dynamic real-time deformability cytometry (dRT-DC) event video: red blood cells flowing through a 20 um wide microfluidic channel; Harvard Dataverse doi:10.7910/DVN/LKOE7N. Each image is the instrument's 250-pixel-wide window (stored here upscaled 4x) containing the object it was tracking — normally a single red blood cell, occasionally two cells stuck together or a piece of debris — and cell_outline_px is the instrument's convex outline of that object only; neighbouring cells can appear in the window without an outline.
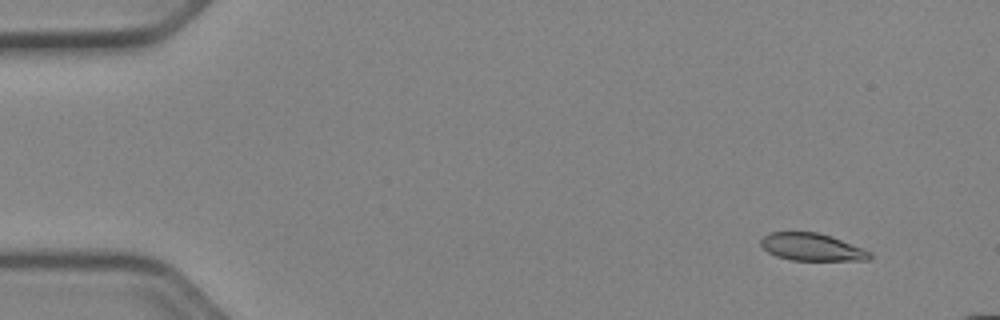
{"species": "Egyptian fruit bat (a non-hibernating species)", "species_latin": "Rousettus aegyptiacus", "temperature_condition": "cold", "stored_images_in_passage": 15, "camera_frame_rate_fps": 3000, "um_per_image_px": 0.085, "animal": {"sex": "female"}, "frame": {"image": 1, "passage_image": 5, "time_ms": 1.333, "image_size_px": [1000, 320], "cell_outline_px": [[872, 256], [868, 260], [792, 260], [776, 256], [768, 252], [760, 244], [760, 240], [768, 232], [816, 232], [832, 236], [872, 252]], "centroid_in_image_um": [69.0, 20.99], "position_along_channel_um": 16.0, "area_um2": 17.4}}